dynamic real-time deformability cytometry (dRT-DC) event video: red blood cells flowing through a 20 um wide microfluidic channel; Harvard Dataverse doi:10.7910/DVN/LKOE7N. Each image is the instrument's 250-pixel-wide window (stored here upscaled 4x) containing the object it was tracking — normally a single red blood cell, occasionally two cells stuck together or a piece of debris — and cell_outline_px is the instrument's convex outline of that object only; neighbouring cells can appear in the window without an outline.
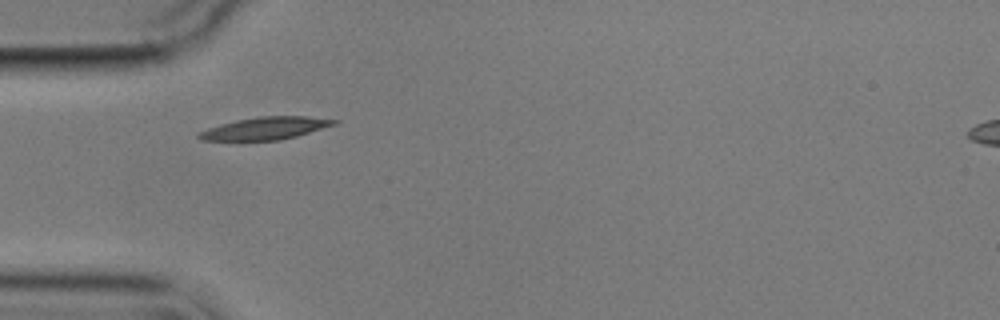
{"species": "common noctule bat (a hibernating species)", "species_latin": "Nyctalus noctula", "temperature_condition": "cold", "stored_images_in_passage": 2, "camera_frame_rate_fps": 3000, "um_per_image_px": 0.085, "animal": {"sex": "male", "body_mass_g": 17.9}, "frame": {"image": 1, "passage_image": 1, "time_ms": 0.0, "image_size_px": [1000, 320], "cell_outline_px": [[340, 120], [336, 124], [296, 136], [280, 140], [200, 140], [196, 136], [196, 132], [208, 128], [236, 120], [260, 116], [304, 116]], "centroid_in_image_um": [22.53, 10.9], "position_along_channel_um": 62.5, "area_um2": 17.57}}
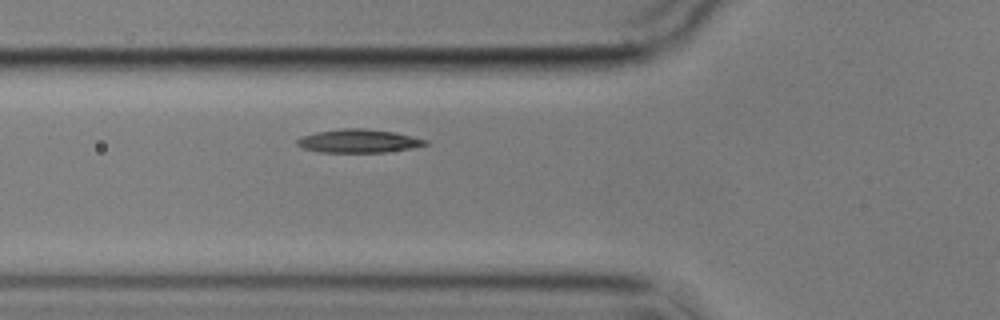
{"frame": {"image": 2, "passage_image": 2, "time_ms": 1.0, "image_size_px": [1000, 320], "cell_outline_px": [[432, 144], [412, 148], [384, 152], [320, 152], [304, 148], [296, 144], [296, 140], [300, 136], [316, 132], [344, 128], [364, 128], [392, 132], [412, 136], [428, 140]], "centroid_in_image_um": [30.5, 11.98], "position_along_channel_um": 95.3, "area_um2": 17.51}}